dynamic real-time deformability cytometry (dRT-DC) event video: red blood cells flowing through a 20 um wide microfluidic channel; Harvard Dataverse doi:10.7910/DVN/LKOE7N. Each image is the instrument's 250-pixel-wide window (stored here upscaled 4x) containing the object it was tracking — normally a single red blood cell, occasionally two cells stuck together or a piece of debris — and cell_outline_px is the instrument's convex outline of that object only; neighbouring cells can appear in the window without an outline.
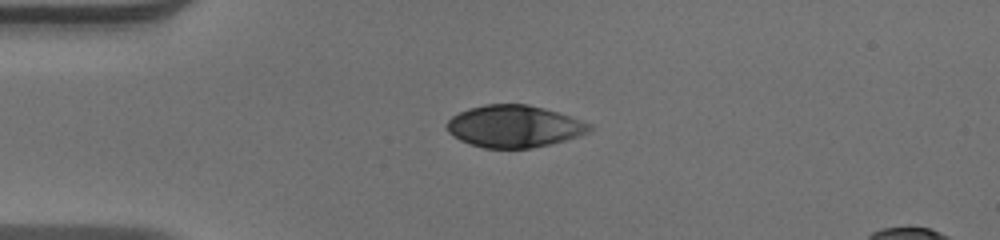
{"species": "human", "species_latin": "Homo sapiens", "temperature_condition": "warm", "stored_images_in_passage": 40, "camera_frame_rate_fps": 3000, "um_per_image_px": 0.085, "donor": {"sex": "male"}, "frame": {"image": 1, "passage_image": 1, "time_ms": 0.0, "image_size_px": [1000, 240], "cell_outline_px": [[592, 128], [588, 132], [564, 140], [532, 148], [484, 148], [468, 144], [452, 136], [448, 132], [444, 124], [452, 116], [468, 108], [484, 104], [528, 104], [544, 108], [592, 124]], "centroid_in_image_um": [43.63, 10.73], "position_along_channel_um": 41.4, "area_um2": 34.91}}
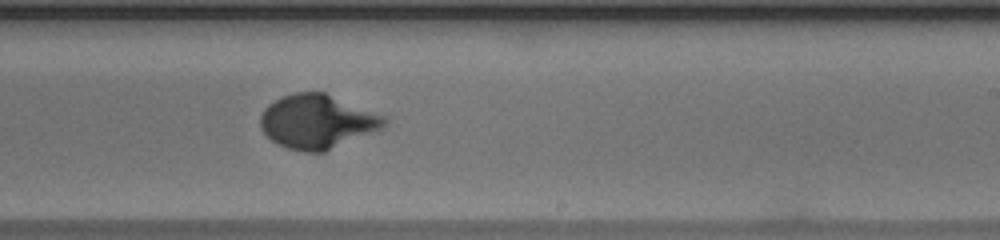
{"frame": {"image": 2, "passage_image": 20, "time_ms": 6.333, "image_size_px": [1000, 240], "cell_outline_px": [[388, 120], [380, 128], [324, 152], [304, 152], [288, 148], [272, 140], [260, 128], [260, 116], [264, 108], [268, 104], [284, 96], [296, 92], [324, 92], [384, 116]], "centroid_in_image_um": [26.91, 10.33], "position_along_channel_um": 262.1, "area_um2": 38.26}}
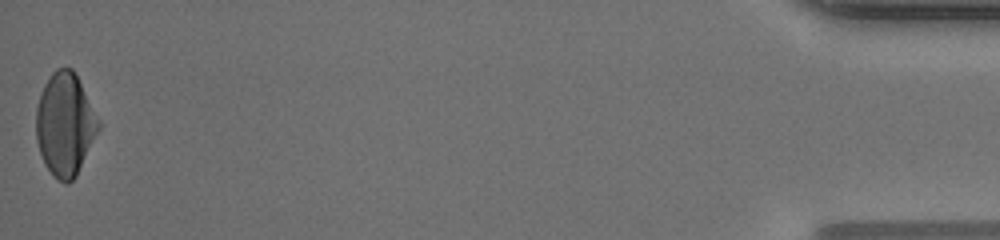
{"frame": {"image": 3, "passage_image": 40, "time_ms": 13.0, "image_size_px": [1000, 240], "cell_outline_px": [[100, 128], [76, 176], [68, 184], [64, 184], [56, 180], [52, 176], [44, 164], [36, 140], [36, 108], [40, 92], [44, 84], [52, 72], [56, 68], [72, 68], [100, 120]], "centroid_in_image_um": [5.51, 10.6], "position_along_channel_um": 429.7, "area_um2": 37.51}, "authors_computed_cell_mechanics": {"area_um2": 37.4833, "velocity_mm_per_s": 3.9305, "shape_relaxation_time_tau1_ms": 3.8911, "shape_relaxation_time_tau2_ms": null, "deformation_change_tau1": 0.2196, "deformation_change_tau2": null}}